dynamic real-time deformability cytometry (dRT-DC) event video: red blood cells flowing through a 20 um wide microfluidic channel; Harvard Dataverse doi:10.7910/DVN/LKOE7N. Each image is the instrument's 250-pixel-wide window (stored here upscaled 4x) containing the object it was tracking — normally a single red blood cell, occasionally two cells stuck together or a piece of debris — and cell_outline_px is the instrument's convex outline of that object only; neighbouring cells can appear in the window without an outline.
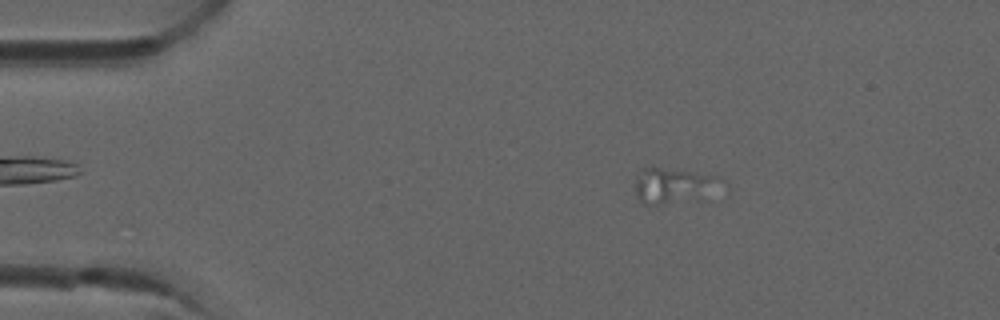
{"species": "common noctule bat (a hibernating species)", "species_latin": "Nyctalus noctula", "temperature_condition": "room temperature", "stored_images_in_passage": 3, "camera_frame_rate_fps": 3000, "um_per_image_px": 0.085, "animal": {"sex": "male", "forearm_length_mm": 52.5}, "frame": {"image": 1, "passage_image": 1, "time_ms": 0.0, "image_size_px": [1000, 320], "cell_outline_px": [[728, 188], [656, 204], [644, 204], [640, 200], [636, 192], [636, 180], [644, 168], [660, 168], [716, 176], [724, 180], [728, 184]], "centroid_in_image_um": [57.31, 15.73], "position_along_channel_um": 27.7, "area_um2": 16.53}}